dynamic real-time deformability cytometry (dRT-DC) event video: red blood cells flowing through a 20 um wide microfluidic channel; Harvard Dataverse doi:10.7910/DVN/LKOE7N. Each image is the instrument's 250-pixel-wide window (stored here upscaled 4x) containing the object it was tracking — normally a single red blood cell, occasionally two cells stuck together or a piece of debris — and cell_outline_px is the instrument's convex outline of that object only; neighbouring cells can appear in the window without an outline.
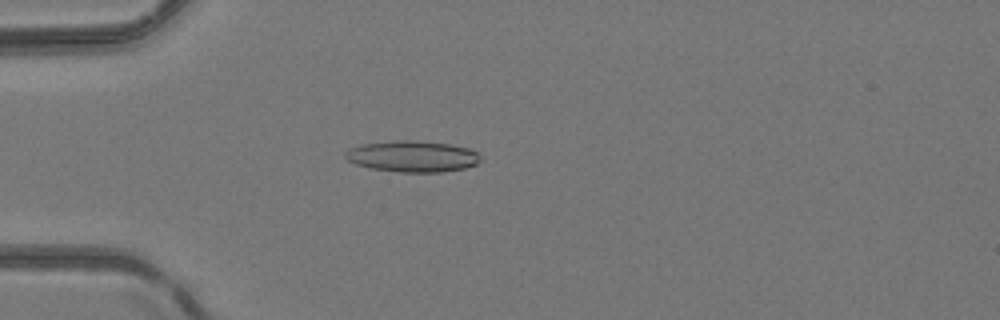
{"species": "common noctule bat (a hibernating species)", "species_latin": "Nyctalus noctula", "temperature_condition": "room temperature", "stored_images_in_passage": 6, "camera_frame_rate_fps": 3000, "um_per_image_px": 0.085, "animal": {"sex": "female", "body_mass_g": 24.6, "forearm_length_mm": 56.2}, "frame": {"image": 1, "passage_image": 5, "time_ms": 4.667, "image_size_px": [1000, 320], "cell_outline_px": [[480, 160], [476, 164], [464, 168], [440, 172], [400, 172], [372, 168], [356, 164], [348, 160], [344, 156], [344, 152], [348, 148], [364, 144], [396, 140], [416, 140], [448, 144], [468, 148], [476, 152], [480, 156]], "centroid_in_image_um": [35.04, 13.28], "position_along_channel_um": 50.0, "area_um2": 24.45}}